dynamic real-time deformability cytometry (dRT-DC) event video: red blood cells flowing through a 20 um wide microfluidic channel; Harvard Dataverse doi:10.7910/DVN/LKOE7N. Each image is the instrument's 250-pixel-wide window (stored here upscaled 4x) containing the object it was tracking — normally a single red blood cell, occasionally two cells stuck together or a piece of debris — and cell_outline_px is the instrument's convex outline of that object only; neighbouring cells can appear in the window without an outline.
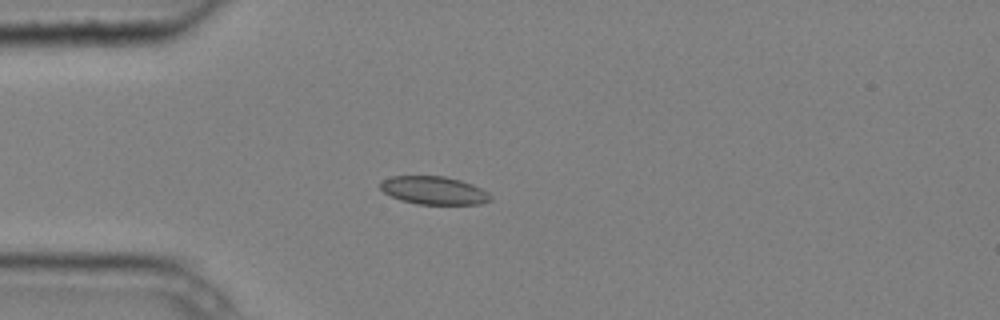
{"species": "common noctule bat (a hibernating species)", "species_latin": "Nyctalus noctula", "temperature_condition": "cold", "stored_images_in_passage": 5, "camera_frame_rate_fps": 3000, "um_per_image_px": 0.085, "animal": {"sex": "male", "body_mass_g": 20.4}, "frame": {"image": 1, "passage_image": 5, "time_ms": 1.333, "image_size_px": [1000, 320], "cell_outline_px": [[492, 200], [480, 204], [416, 204], [400, 200], [384, 192], [380, 188], [380, 180], [392, 176], [444, 176], [460, 180], [472, 184], [488, 192], [492, 196]], "centroid_in_image_um": [36.87, 16.18], "position_along_channel_um": 48.1, "area_um2": 18.09}}